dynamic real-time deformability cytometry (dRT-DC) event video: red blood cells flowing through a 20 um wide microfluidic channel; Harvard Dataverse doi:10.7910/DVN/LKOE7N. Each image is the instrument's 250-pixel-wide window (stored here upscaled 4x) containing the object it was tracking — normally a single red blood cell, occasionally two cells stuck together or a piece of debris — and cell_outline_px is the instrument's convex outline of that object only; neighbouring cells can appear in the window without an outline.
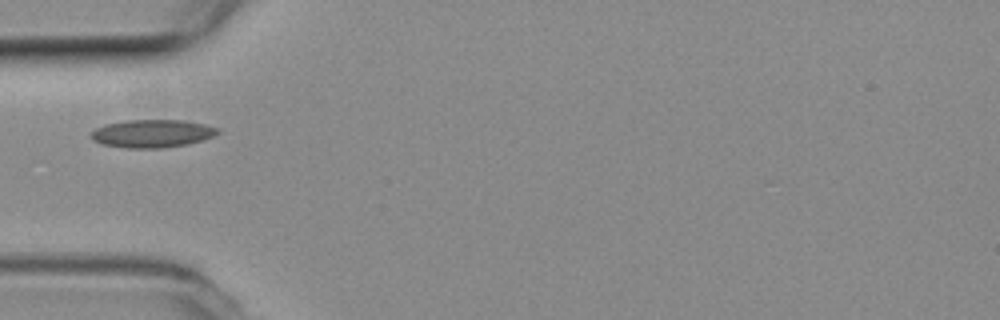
{"species": "common noctule bat (a hibernating species)", "species_latin": "Nyctalus noctula", "temperature_condition": "room temperature", "stored_images_in_passage": 3, "camera_frame_rate_fps": 3000, "um_per_image_px": 0.085, "animal": {"sex": "female", "body_mass_g": 19.3, "forearm_length_mm": 54.1}, "frame": {"image": 1, "passage_image": 1, "time_ms": 0.0, "image_size_px": [1000, 320], "cell_outline_px": [[220, 132], [212, 136], [200, 140], [184, 144], [160, 148], [128, 148], [104, 144], [92, 140], [88, 136], [96, 128], [104, 124], [124, 120], [184, 120], [204, 124], [220, 128]], "centroid_in_image_um": [12.9, 11.33], "position_along_channel_um": 72.1, "area_um2": 20.52}}
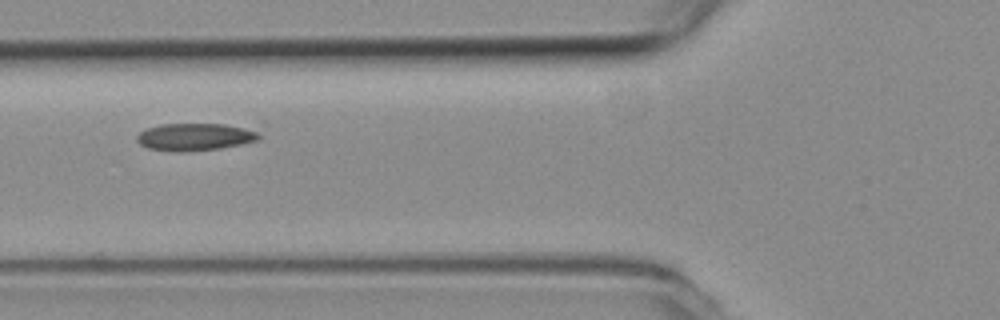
{"frame": {"image": 2, "passage_image": 2, "time_ms": 0.333, "image_size_px": [1000, 320], "cell_outline_px": [[260, 140], [220, 148], [188, 152], [172, 152], [148, 148], [140, 144], [136, 140], [136, 136], [140, 132], [148, 128], [160, 124], [224, 124], [244, 128], [256, 132], [260, 136]], "centroid_in_image_um": [16.52, 11.65], "position_along_channel_um": 109.3, "area_um2": 19.42}}
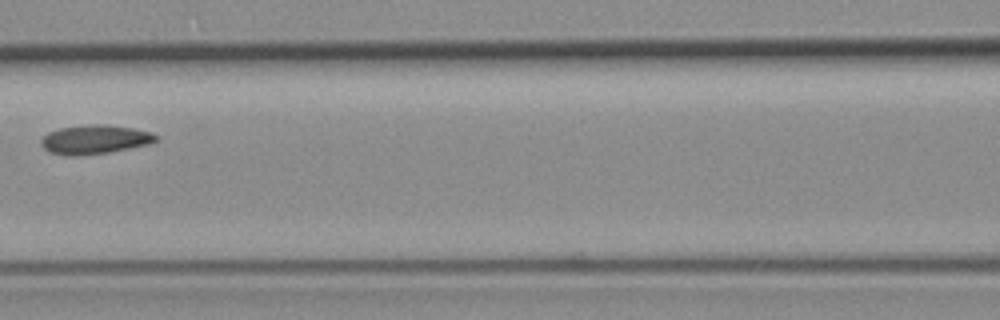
{"frame": {"image": 3, "passage_image": 3, "time_ms": 0.667, "image_size_px": [1000, 320], "cell_outline_px": [[160, 140], [148, 144], [108, 152], [80, 156], [64, 156], [52, 152], [44, 148], [40, 144], [40, 140], [48, 132], [60, 128], [92, 124], [100, 124], [132, 128], [152, 132], [160, 136]], "centroid_in_image_um": [8.07, 11.86], "position_along_channel_um": 158.5, "area_um2": 19.42}}